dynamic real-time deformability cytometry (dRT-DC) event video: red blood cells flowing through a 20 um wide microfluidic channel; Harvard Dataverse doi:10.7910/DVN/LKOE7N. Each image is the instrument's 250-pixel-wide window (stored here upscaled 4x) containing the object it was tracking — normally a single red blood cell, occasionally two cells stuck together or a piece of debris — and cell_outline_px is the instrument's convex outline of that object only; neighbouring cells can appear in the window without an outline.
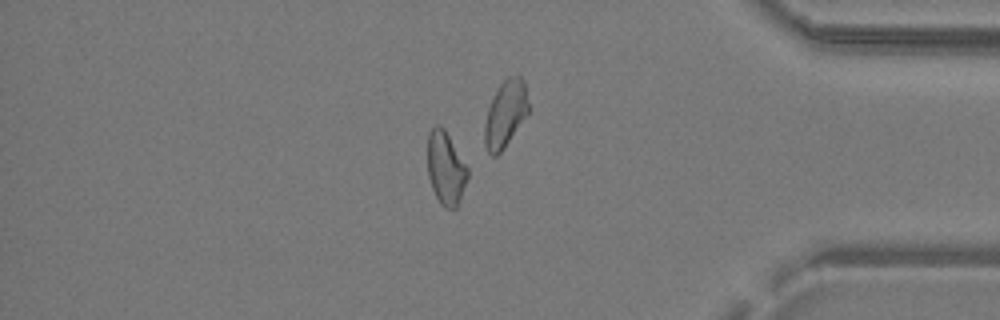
{"species": "common noctule bat (a hibernating species)", "species_latin": "Nyctalus noctula", "temperature_condition": "warm", "stored_images_in_passage": 34, "camera_frame_rate_fps": 3000, "um_per_image_px": 0.085, "animal": {"sex": "male", "body_mass_g": 19.2, "forearm_length_mm": 51.8}, "frame": {"image": 1, "passage_image": 29, "time_ms": 9.333, "image_size_px": [1000, 320], "cell_outline_px": [[468, 176], [456, 208], [444, 208], [440, 204], [432, 188], [428, 176], [428, 132], [436, 124], [440, 124], [444, 128], [468, 168]], "centroid_in_image_um": [37.87, 14.28], "position_along_channel_um": 397.3, "area_um2": 16.94}}